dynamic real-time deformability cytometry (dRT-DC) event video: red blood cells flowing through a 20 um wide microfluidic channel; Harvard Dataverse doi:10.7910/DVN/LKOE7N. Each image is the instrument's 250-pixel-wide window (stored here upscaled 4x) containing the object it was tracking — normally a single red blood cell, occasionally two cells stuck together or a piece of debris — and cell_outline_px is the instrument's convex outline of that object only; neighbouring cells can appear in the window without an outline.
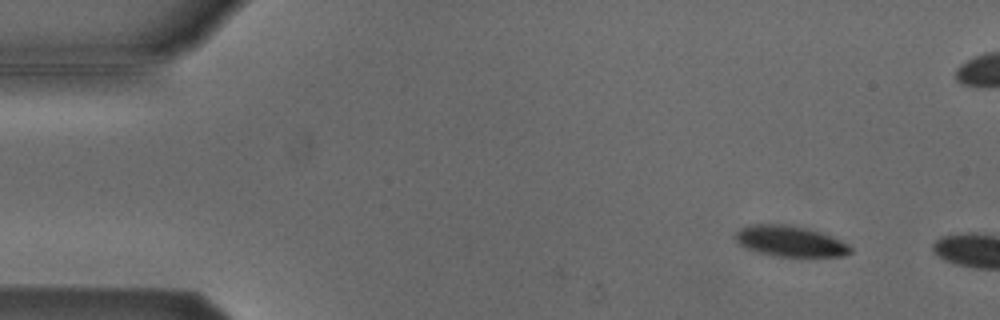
{"species": "Egyptian fruit bat (a non-hibernating species)", "species_latin": "Rousettus aegyptiacus", "temperature_condition": "cold", "stored_images_in_passage": 8, "camera_frame_rate_fps": 3000, "um_per_image_px": 0.085, "animal": {"sex": "male"}, "frame": {"image": 1, "passage_image": 1, "time_ms": 0.0, "image_size_px": [1000, 320], "cell_outline_px": [[852, 252], [844, 256], [772, 256], [756, 252], [744, 248], [732, 236], [740, 228], [748, 224], [792, 224], [820, 232], [832, 236], [848, 244], [852, 248]], "centroid_in_image_um": [67.11, 20.49], "position_along_channel_um": 17.9, "area_um2": 20.92}}